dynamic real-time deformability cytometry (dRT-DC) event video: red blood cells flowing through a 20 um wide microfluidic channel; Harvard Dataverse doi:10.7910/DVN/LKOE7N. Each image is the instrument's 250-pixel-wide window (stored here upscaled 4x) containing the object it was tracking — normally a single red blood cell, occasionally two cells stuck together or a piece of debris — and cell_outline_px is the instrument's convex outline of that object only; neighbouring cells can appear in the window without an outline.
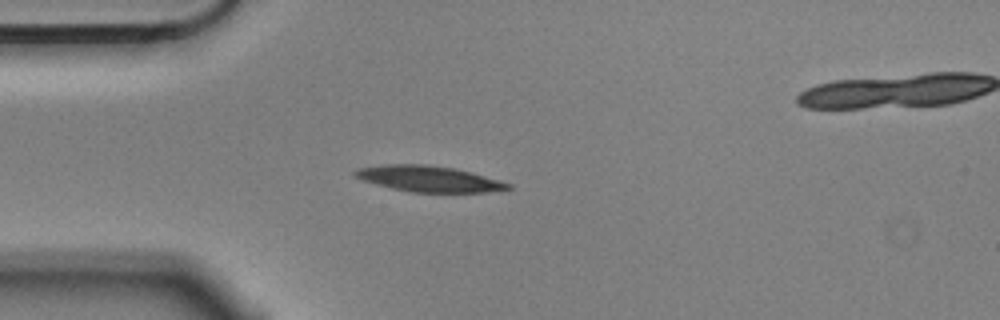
{"species": "Egyptian fruit bat (a non-hibernating species)", "species_latin": "Rousettus aegyptiacus", "temperature_condition": "cold", "stored_images_in_passage": 4, "camera_frame_rate_fps": 3000, "um_per_image_px": 0.085, "animal": {"sex": "male"}, "frame": {"image": 1, "passage_image": 3, "time_ms": 0.667, "image_size_px": [1000, 320], "cell_outline_px": [[512, 188], [484, 192], [412, 192], [392, 188], [360, 180], [352, 172], [356, 168], [384, 164], [424, 164], [456, 168], [472, 172], [500, 180], [512, 184]], "centroid_in_image_um": [36.43, 15.18], "position_along_channel_um": 48.6, "area_um2": 23.18}}